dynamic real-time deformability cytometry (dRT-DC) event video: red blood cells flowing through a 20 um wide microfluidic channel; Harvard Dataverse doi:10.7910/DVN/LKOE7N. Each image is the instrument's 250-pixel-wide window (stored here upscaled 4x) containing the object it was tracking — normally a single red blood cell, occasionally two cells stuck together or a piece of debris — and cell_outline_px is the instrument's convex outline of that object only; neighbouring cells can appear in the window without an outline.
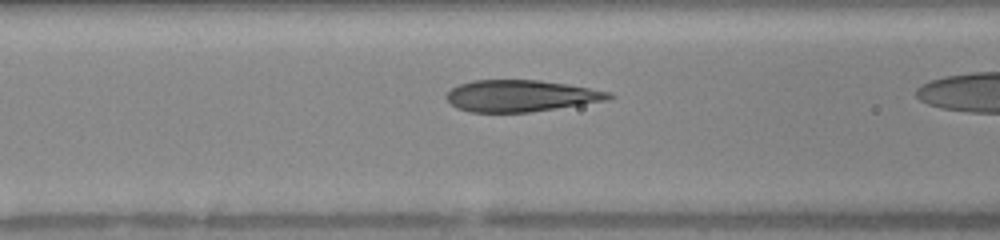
{"species": "human", "species_latin": "Homo sapiens", "temperature_condition": "warm", "stored_images_in_passage": 24, "camera_frame_rate_fps": 3000, "um_per_image_px": 0.085, "donor": {"sex": "female"}, "frame": {"image": 1, "passage_image": 16, "time_ms": 3.667, "image_size_px": [1000, 240], "cell_outline_px": [[616, 96], [608, 100], [528, 112], [472, 112], [456, 108], [444, 96], [452, 88], [460, 84], [472, 80], [540, 80], [568, 84], [612, 92]], "centroid_in_image_um": [44.28, 8.14], "position_along_channel_um": 122.3, "area_um2": 29.82}}